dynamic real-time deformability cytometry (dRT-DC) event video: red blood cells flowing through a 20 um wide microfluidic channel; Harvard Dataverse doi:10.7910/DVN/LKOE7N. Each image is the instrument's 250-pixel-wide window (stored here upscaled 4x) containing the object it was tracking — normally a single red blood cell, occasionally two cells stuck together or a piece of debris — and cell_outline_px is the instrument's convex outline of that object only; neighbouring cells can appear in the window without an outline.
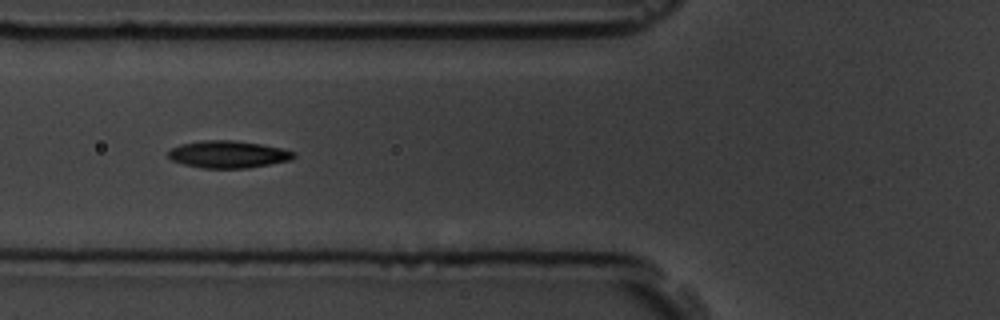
{"species": "common noctule bat (a hibernating species)", "species_latin": "Nyctalus noctula", "temperature_condition": "room temperature", "stored_images_in_passage": 7, "camera_frame_rate_fps": 3000, "um_per_image_px": 0.085, "animal": {"sex": "male", "body_mass_g": 19.5, "forearm_length_mm": 54.6}, "frame": {"image": 1, "passage_image": 6, "time_ms": 5.667, "image_size_px": [1000, 320], "cell_outline_px": [[296, 156], [288, 160], [248, 168], [200, 168], [184, 164], [172, 160], [168, 156], [168, 152], [172, 148], [180, 144], [204, 140], [232, 140], [260, 144], [280, 148], [296, 152]], "centroid_in_image_um": [19.37, 13.12], "position_along_channel_um": 106.4, "area_um2": 19.71}}
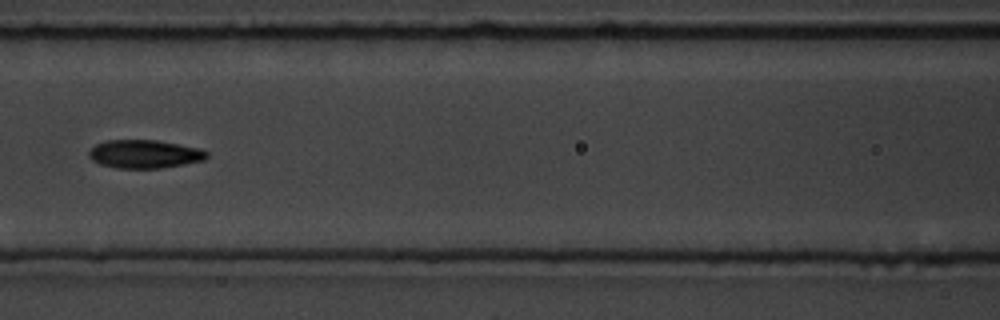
{"frame": {"image": 2, "passage_image": 7, "time_ms": 7.0, "image_size_px": [1000, 320], "cell_outline_px": [[208, 156], [204, 160], [184, 164], [160, 168], [116, 168], [100, 164], [92, 160], [88, 156], [88, 152], [96, 144], [108, 140], [156, 140], [180, 144], [200, 148], [208, 152]], "centroid_in_image_um": [12.29, 13.09], "position_along_channel_um": 154.3, "area_um2": 19.48}}